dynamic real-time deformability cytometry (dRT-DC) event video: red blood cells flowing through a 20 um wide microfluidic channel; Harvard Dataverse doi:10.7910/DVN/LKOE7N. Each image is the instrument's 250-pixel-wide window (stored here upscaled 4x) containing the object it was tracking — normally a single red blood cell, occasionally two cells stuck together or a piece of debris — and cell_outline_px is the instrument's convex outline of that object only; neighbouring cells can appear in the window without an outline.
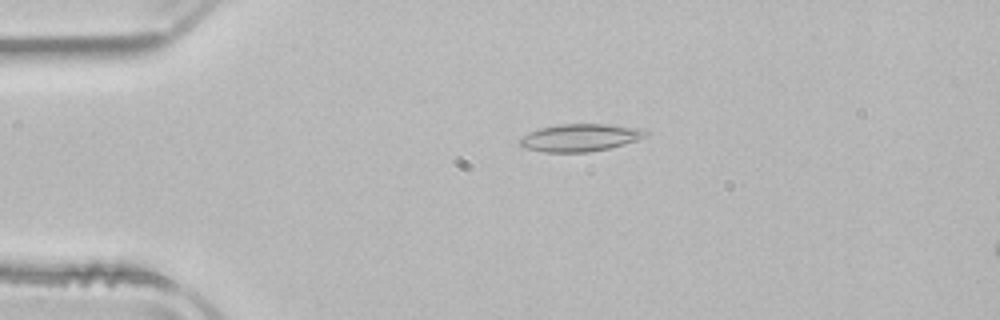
{"species": "common noctule bat (a hibernating species)", "species_latin": "Nyctalus noctula", "temperature_condition": "room temperature", "stored_images_in_passage": 51, "camera_frame_rate_fps": 3000, "um_per_image_px": 0.085, "animal": {"sex": "male", "body_mass_g": 21.5, "forearm_length_mm": 52.0}, "frame": {"image": 1, "passage_image": 11, "time_ms": 3.333, "image_size_px": [1000, 320], "cell_outline_px": [[648, 136], [624, 144], [608, 148], [588, 152], [544, 152], [524, 148], [520, 144], [520, 140], [528, 132], [540, 128], [560, 124], [608, 124], [636, 128], [648, 132]], "centroid_in_image_um": [49.29, 11.7], "position_along_channel_um": 35.7, "area_um2": 19.94}}
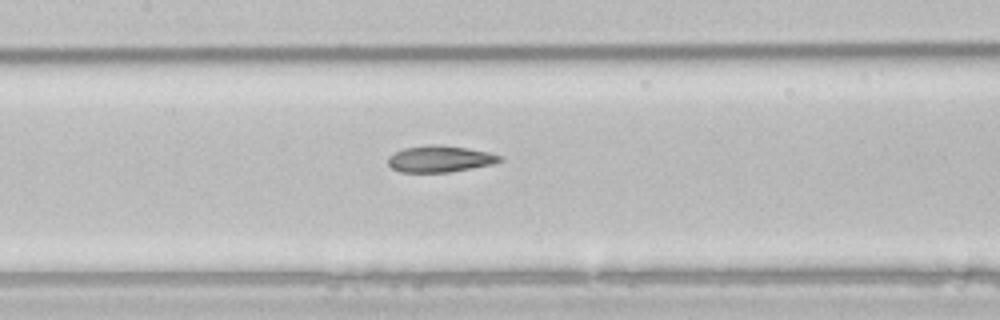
{"frame": {"image": 2, "passage_image": 24, "time_ms": 7.667, "image_size_px": [1000, 320], "cell_outline_px": [[504, 160], [492, 164], [448, 172], [400, 172], [392, 168], [388, 164], [388, 156], [404, 148], [432, 144], [440, 144], [468, 148], [488, 152], [504, 156]], "centroid_in_image_um": [37.41, 13.5], "position_along_channel_um": 170.0, "area_um2": 17.28}}
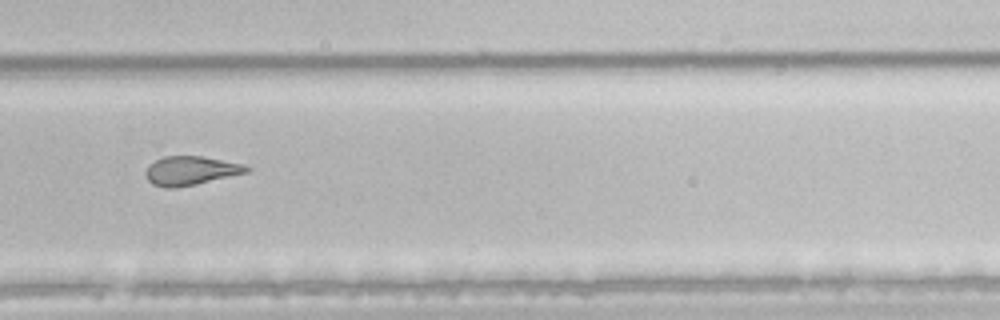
{"frame": {"image": 3, "passage_image": 35, "time_ms": 11.333, "image_size_px": [1000, 320], "cell_outline_px": [[252, 168], [248, 172], [196, 184], [176, 188], [168, 188], [152, 184], [144, 176], [144, 172], [148, 164], [164, 156], [200, 156], [244, 164]], "centroid_in_image_um": [16.17, 14.51], "position_along_channel_um": 313.6, "area_um2": 17.05}, "authors_computed_cell_mechanics": {"area_um2": 19.363, "velocity_mm_per_s": 3.9378, "shape_relaxation_time_tau1_ms": null, "shape_relaxation_time_tau2_ms": 3.2084, "deformation_change_tau1": null, "deformation_change_tau2": 0.1165}}